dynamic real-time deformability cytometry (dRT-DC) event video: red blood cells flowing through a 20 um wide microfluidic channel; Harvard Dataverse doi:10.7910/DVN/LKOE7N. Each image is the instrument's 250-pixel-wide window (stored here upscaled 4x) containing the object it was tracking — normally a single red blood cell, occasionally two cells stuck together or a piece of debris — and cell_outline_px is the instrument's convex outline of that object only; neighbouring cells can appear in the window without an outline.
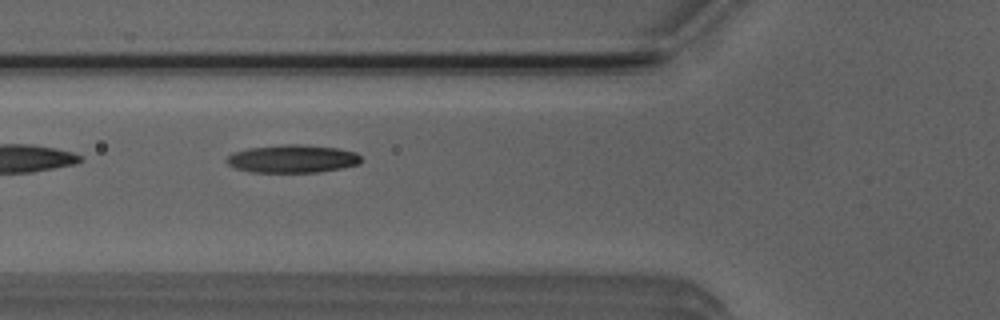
{"species": "Egyptian fruit bat (a non-hibernating species)", "species_latin": "Rousettus aegyptiacus", "temperature_condition": "room temperature", "stored_images_in_passage": 5, "camera_frame_rate_fps": 3000, "um_per_image_px": 0.085, "animal": {"sex": "male"}, "frame": {"image": 1, "passage_image": 3, "time_ms": 2.0, "image_size_px": [1000, 320], "cell_outline_px": [[360, 164], [320, 172], [252, 172], [236, 168], [228, 164], [224, 160], [232, 152], [248, 148], [284, 144], [304, 144], [340, 148], [356, 152], [360, 156]], "centroid_in_image_um": [24.86, 13.48], "position_along_channel_um": 100.9, "area_um2": 22.08}}
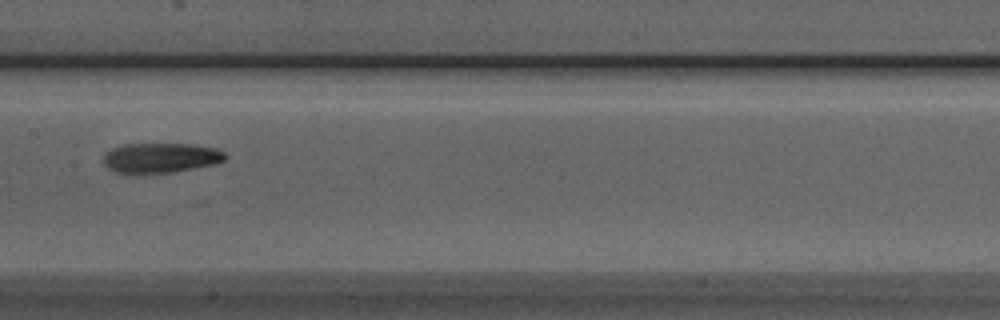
{"frame": {"image": 2, "passage_image": 5, "time_ms": 4.333, "image_size_px": [1000, 320], "cell_outline_px": [[228, 156], [224, 160], [216, 164], [172, 172], [116, 172], [108, 168], [104, 164], [104, 156], [112, 148], [124, 144], [192, 144], [216, 148], [224, 152]], "centroid_in_image_um": [13.71, 13.4], "position_along_channel_um": 193.7, "area_um2": 20.92}}